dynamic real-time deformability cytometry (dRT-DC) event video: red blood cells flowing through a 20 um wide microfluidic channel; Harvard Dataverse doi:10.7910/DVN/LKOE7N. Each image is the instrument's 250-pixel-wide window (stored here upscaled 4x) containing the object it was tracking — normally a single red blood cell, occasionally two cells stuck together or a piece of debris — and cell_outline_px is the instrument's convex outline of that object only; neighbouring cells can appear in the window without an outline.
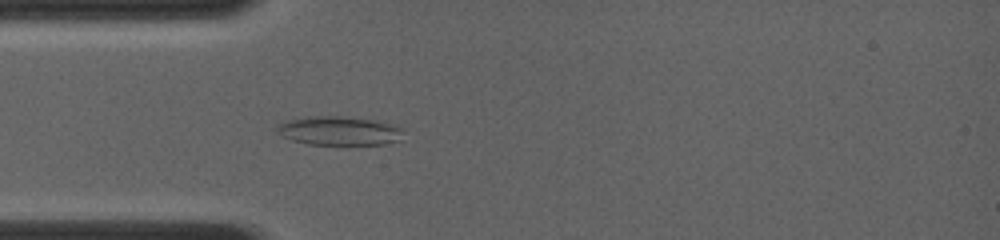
{"species": "common noctule bat (a hibernating species)", "species_latin": "Nyctalus noctula", "temperature_condition": "room temperature", "stored_images_in_passage": 42, "camera_frame_rate_fps": 4000, "um_per_image_px": 0.085, "animal": {"sex": "female", "body_mass_g": 19.0, "forearm_length_mm": 56.7}, "frame": {"image": 1, "passage_image": 10, "time_ms": 2.75, "image_size_px": [1000, 240], "cell_outline_px": [[404, 128], [396, 140], [384, 144], [308, 144], [292, 140], [280, 136], [276, 132], [276, 128], [280, 124], [288, 120], [308, 116], [340, 116], [372, 120], [392, 124]], "centroid_in_image_um": [28.76, 11.11], "position_along_channel_um": 56.2, "area_um2": 20.98}}
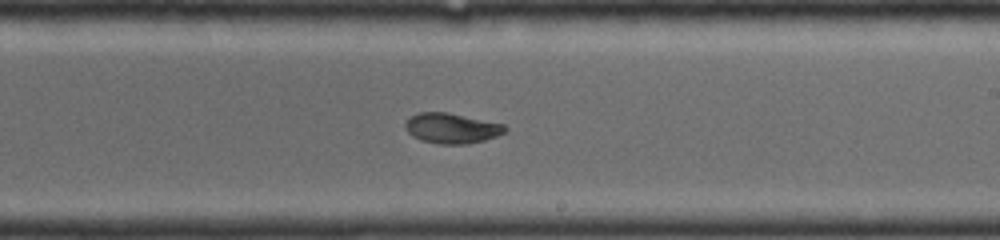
{"frame": {"image": 2, "passage_image": 26, "time_ms": 7.25, "image_size_px": [1000, 240], "cell_outline_px": [[508, 128], [504, 132], [496, 136], [484, 140], [464, 144], [440, 144], [420, 140], [412, 136], [404, 128], [404, 124], [412, 116], [420, 112], [448, 112], [504, 124]], "centroid_in_image_um": [38.38, 10.9], "position_along_channel_um": 250.6, "area_um2": 17.51}}
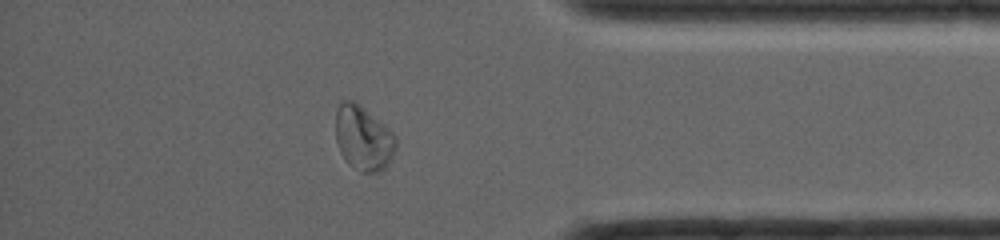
{"frame": {"image": 3, "passage_image": 38, "time_ms": 11.0, "image_size_px": [1000, 240], "cell_outline_px": [[396, 148], [384, 168], [380, 172], [360, 172], [348, 164], [344, 160], [340, 152], [336, 140], [336, 112], [340, 100], [352, 100], [360, 104], [388, 128], [396, 136]], "centroid_in_image_um": [30.85, 11.73], "position_along_channel_um": 404.3, "area_um2": 22.72}}